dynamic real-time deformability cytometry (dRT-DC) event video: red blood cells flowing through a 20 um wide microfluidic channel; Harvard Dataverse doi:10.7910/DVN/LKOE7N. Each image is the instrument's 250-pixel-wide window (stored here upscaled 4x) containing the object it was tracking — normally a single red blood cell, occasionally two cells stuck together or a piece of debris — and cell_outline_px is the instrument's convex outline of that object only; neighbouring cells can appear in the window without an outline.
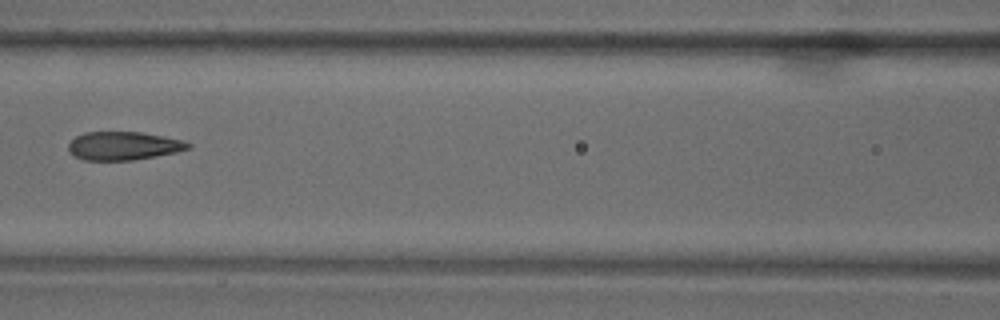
{"species": "common noctule bat (a hibernating species)", "species_latin": "Nyctalus noctula", "temperature_condition": "warm", "stored_images_in_passage": 8, "camera_frame_rate_fps": 3000, "um_per_image_px": 0.085, "animal": {"sex": "male", "body_mass_g": 18.8}, "frame": {"image": 1, "passage_image": 8, "time_ms": 2.333, "image_size_px": [1000, 320], "cell_outline_px": [[192, 148], [176, 152], [156, 156], [132, 160], [84, 160], [68, 152], [68, 144], [76, 136], [84, 132], [140, 132], [180, 140], [192, 144]], "centroid_in_image_um": [10.47, 12.4], "position_along_channel_um": 156.1, "area_um2": 19.65}}